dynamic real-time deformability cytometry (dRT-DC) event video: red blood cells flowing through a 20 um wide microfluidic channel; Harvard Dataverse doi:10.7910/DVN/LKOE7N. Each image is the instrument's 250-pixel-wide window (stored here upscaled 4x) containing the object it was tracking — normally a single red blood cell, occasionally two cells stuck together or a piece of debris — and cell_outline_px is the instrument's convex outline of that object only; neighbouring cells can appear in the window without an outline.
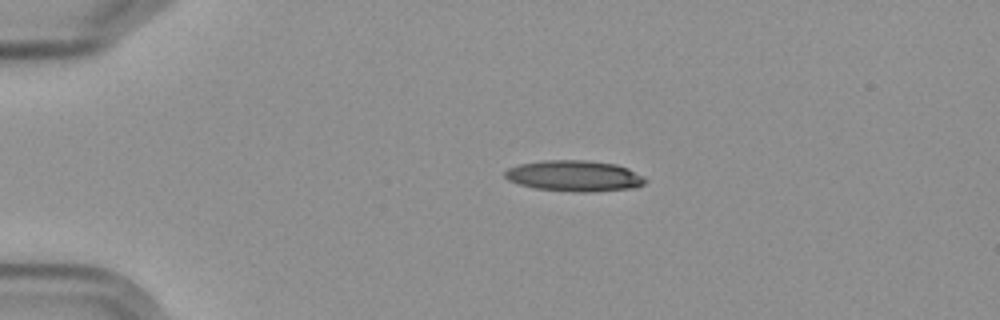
{"species": "Egyptian fruit bat (a non-hibernating species)", "species_latin": "Rousettus aegyptiacus", "temperature_condition": "cold", "stored_images_in_passage": 5, "camera_frame_rate_fps": 3000, "um_per_image_px": 0.085, "frame": {"image": 1, "passage_image": 1, "time_ms": 0.0, "image_size_px": [1000, 320], "cell_outline_px": [[648, 180], [644, 184], [636, 188], [592, 192], [572, 192], [536, 188], [520, 184], [508, 180], [504, 176], [504, 172], [508, 168], [520, 164], [540, 160], [588, 160], [616, 164], [628, 168], [644, 176]], "centroid_in_image_um": [48.86, 14.95], "position_along_channel_um": 36.1, "area_um2": 25.61}}
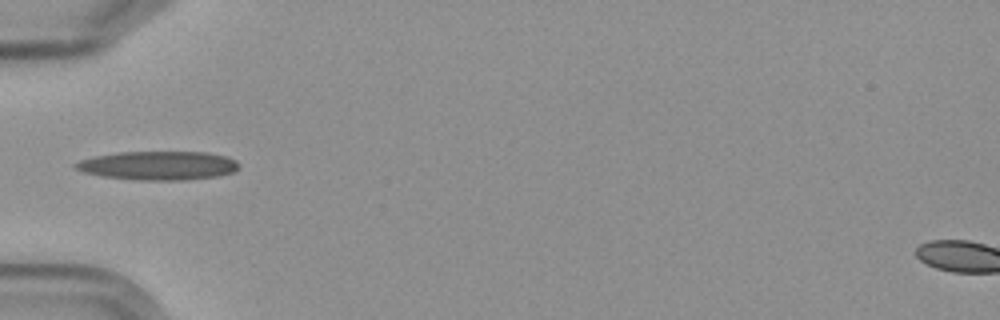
{"frame": {"image": 2, "passage_image": 3, "time_ms": 2.333, "image_size_px": [1000, 320], "cell_outline_px": [[240, 168], [236, 172], [220, 176], [184, 180], [136, 180], [100, 176], [80, 172], [72, 168], [72, 164], [80, 160], [96, 156], [120, 152], [204, 152], [224, 156], [236, 160], [240, 164]], "centroid_in_image_um": [13.44, 14.08], "position_along_channel_um": 71.6, "area_um2": 27.8}}
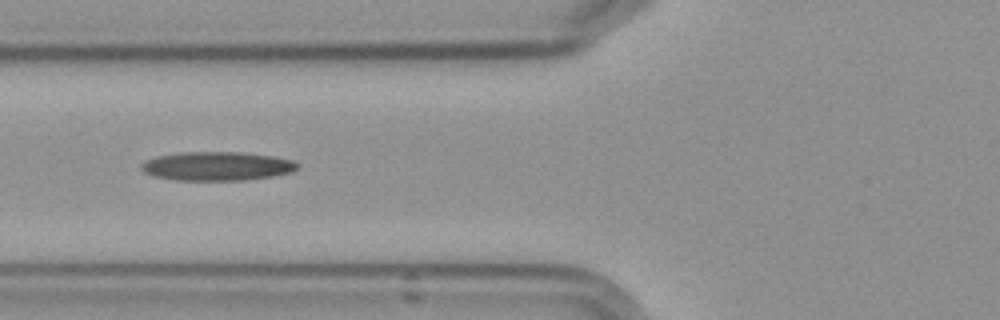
{"frame": {"image": 3, "passage_image": 4, "time_ms": 3.333, "image_size_px": [1000, 320], "cell_outline_px": [[300, 164], [292, 172], [272, 176], [244, 180], [176, 180], [152, 176], [144, 172], [140, 168], [140, 164], [144, 160], [156, 156], [180, 152], [240, 152], [272, 156], [292, 160]], "centroid_in_image_um": [18.39, 14.12], "position_along_channel_um": 107.4, "area_um2": 26.36}}